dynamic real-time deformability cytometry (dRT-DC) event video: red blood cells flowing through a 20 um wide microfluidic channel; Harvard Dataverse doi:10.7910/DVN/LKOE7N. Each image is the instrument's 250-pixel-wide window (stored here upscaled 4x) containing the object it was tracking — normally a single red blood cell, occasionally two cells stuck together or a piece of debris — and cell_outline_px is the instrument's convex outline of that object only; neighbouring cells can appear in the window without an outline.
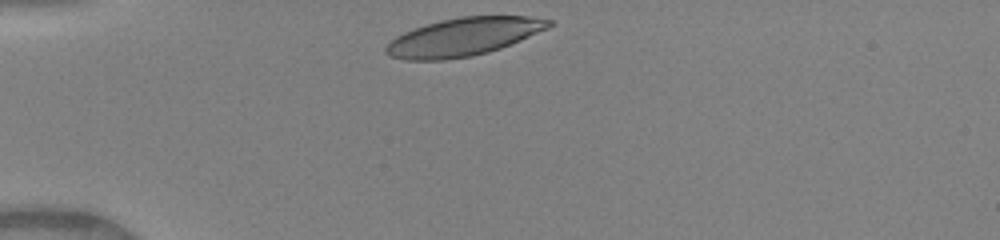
{"species": "human", "species_latin": "Homo sapiens", "temperature_condition": "warm", "stored_images_in_passage": 31, "camera_frame_rate_fps": 3000, "um_per_image_px": 0.085, "donor": {"sex": "female"}, "frame": {"image": 1, "passage_image": 1, "time_ms": 0.0, "image_size_px": [1000, 240], "cell_outline_px": [[552, 24], [548, 28], [520, 40], [500, 48], [488, 52], [472, 56], [444, 60], [404, 60], [388, 56], [384, 52], [384, 48], [396, 36], [412, 28], [440, 20], [460, 16], [528, 16], [552, 20]], "centroid_in_image_um": [39.35, 3.14], "position_along_channel_um": 45.6, "area_um2": 36.13}}
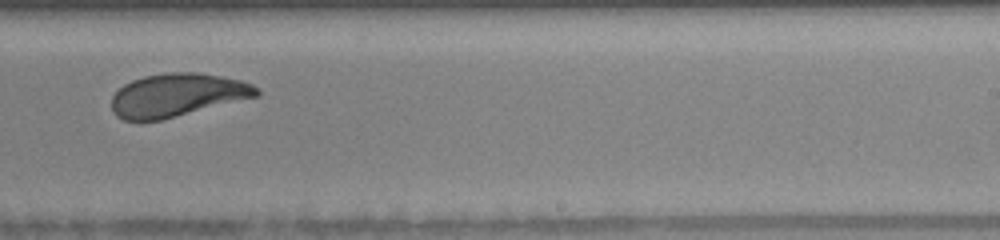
{"frame": {"image": 2, "passage_image": 20, "time_ms": 6.333, "image_size_px": [1000, 240], "cell_outline_px": [[260, 92], [256, 96], [160, 120], [124, 120], [116, 116], [112, 112], [112, 96], [124, 84], [132, 80], [144, 76], [168, 72], [200, 72], [240, 80], [252, 84], [260, 88]], "centroid_in_image_um": [15.04, 8.07], "position_along_channel_um": 274.0, "area_um2": 36.13}}
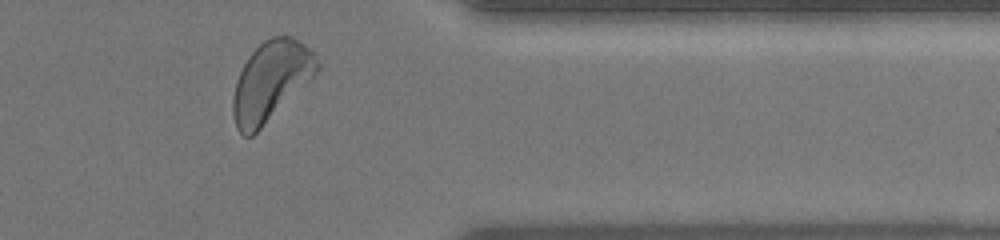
{"frame": {"image": 3, "passage_image": 29, "time_ms": 9.333, "image_size_px": [1000, 240], "cell_outline_px": [[320, 68], [252, 136], [244, 136], [236, 128], [232, 112], [232, 100], [236, 80], [248, 56], [264, 40], [272, 36], [288, 36], [312, 48], [320, 64]], "centroid_in_image_um": [22.99, 6.86], "position_along_channel_um": 388.4, "area_um2": 38.15}, "authors_computed_cell_mechanics": {"area_um2": 37.1076, "velocity_mm_per_s": 4.0932, "shape_relaxation_time_tau1_ms": 3.3604, "shape_relaxation_time_tau2_ms": 1.4044, "deformation_change_tau1": 0.1572, "deformation_change_tau2": 0.09}}